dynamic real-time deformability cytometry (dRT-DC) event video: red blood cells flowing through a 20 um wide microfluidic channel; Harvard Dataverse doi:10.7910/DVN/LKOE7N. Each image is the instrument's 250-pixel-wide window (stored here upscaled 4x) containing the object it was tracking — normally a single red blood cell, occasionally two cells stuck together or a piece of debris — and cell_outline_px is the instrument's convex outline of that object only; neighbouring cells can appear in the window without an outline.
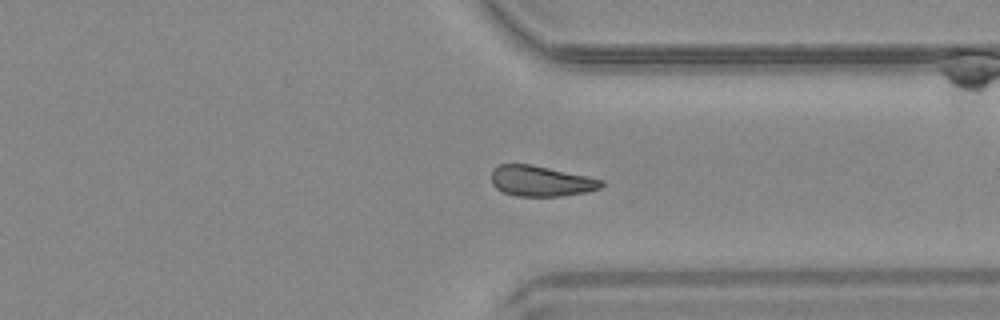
{"species": "common noctule bat (a hibernating species)", "species_latin": "Nyctalus noctula", "temperature_condition": "warm", "stored_images_in_passage": 36, "camera_frame_rate_fps": 3000, "um_per_image_px": 0.085, "animal": {"sex": "male", "body_mass_g": 20.4}, "frame": {"image": 1, "passage_image": 26, "time_ms": 8.333, "image_size_px": [1000, 320], "cell_outline_px": [[604, 184], [600, 188], [584, 192], [560, 196], [516, 196], [504, 192], [496, 188], [492, 184], [492, 168], [500, 164], [532, 164], [588, 176], [604, 180]], "centroid_in_image_um": [45.97, 15.38], "position_along_channel_um": 365.4, "area_um2": 19.59}}